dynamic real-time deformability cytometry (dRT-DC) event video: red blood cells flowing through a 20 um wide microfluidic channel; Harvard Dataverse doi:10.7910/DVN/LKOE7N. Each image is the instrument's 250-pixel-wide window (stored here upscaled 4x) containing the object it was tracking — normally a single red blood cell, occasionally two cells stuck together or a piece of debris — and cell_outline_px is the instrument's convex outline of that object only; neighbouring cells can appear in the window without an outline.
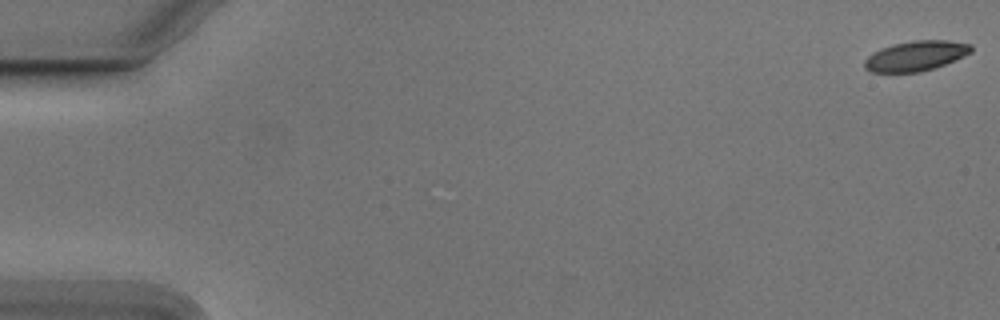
{"species": "Egyptian fruit bat (a non-hibernating species)", "species_latin": "Rousettus aegyptiacus", "temperature_condition": "cold", "stored_images_in_passage": 49, "camera_frame_rate_fps": 3000, "um_per_image_px": 0.085, "animal": {"sex": "male"}, "frame": {"image": 1, "passage_image": 1, "time_ms": 0.0, "image_size_px": [1000, 320], "cell_outline_px": [[972, 52], [956, 60], [936, 68], [920, 72], [872, 72], [864, 68], [864, 60], [872, 52], [880, 48], [892, 44], [912, 40], [948, 40], [972, 44]], "centroid_in_image_um": [77.85, 4.74], "position_along_channel_um": 7.1, "area_um2": 18.96}}
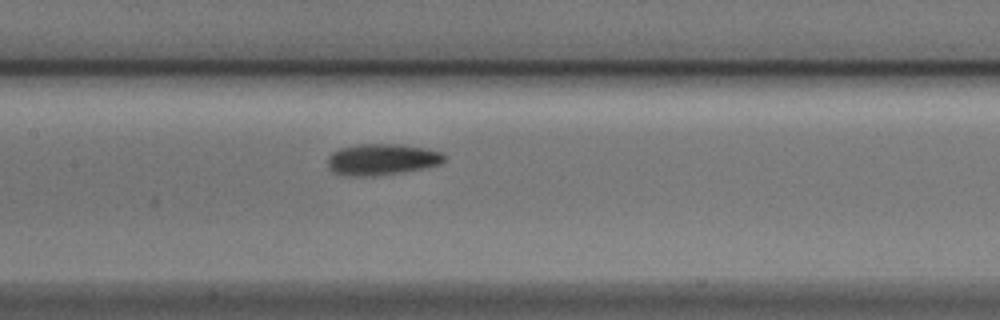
{"frame": {"image": 2, "passage_image": 27, "time_ms": 8.667, "image_size_px": [1000, 320], "cell_outline_px": [[444, 160], [440, 164], [428, 168], [404, 172], [376, 176], [340, 176], [332, 172], [328, 168], [328, 156], [332, 152], [340, 148], [360, 144], [400, 144], [424, 148], [440, 152], [444, 156]], "centroid_in_image_um": [32.42, 13.57], "position_along_channel_um": 175.0, "area_um2": 21.56}}
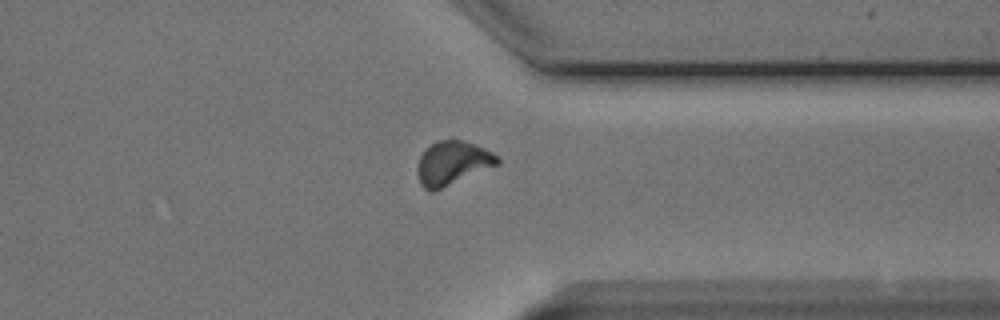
{"frame": {"image": 3, "passage_image": 43, "time_ms": 14.0, "image_size_px": [1000, 320], "cell_outline_px": [[500, 164], [432, 192], [424, 188], [420, 184], [416, 172], [416, 164], [420, 156], [436, 140], [460, 140], [476, 144], [500, 156]], "centroid_in_image_um": [38.46, 13.86], "position_along_channel_um": 372.9, "area_um2": 20.52}}